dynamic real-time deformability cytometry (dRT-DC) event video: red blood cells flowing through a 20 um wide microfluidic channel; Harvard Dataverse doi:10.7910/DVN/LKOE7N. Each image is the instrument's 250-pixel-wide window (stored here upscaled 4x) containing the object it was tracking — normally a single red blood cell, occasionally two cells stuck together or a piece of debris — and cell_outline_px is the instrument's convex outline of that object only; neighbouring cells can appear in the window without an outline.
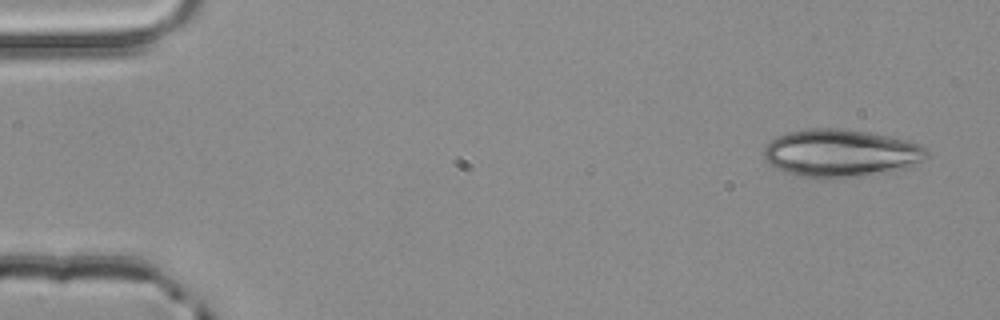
{"species": "common noctule bat (a hibernating species)", "species_latin": "Nyctalus noctula", "temperature_condition": "room temperature", "stored_images_in_passage": 3, "camera_frame_rate_fps": 3000, "um_per_image_px": 0.085, "animal": {"sex": "male", "body_mass_g": 20.4}, "frame": {"image": 1, "passage_image": 1, "time_ms": 0.0, "image_size_px": [1000, 320], "cell_outline_px": [[928, 156], [924, 160], [908, 168], [892, 172], [824, 180], [800, 176], [776, 168], [768, 164], [764, 160], [764, 148], [772, 140], [788, 132], [808, 128], [840, 128], [868, 132], [888, 136], [920, 144], [928, 152]], "centroid_in_image_um": [71.48, 13.04], "position_along_channel_um": 13.5, "area_um2": 45.6}}